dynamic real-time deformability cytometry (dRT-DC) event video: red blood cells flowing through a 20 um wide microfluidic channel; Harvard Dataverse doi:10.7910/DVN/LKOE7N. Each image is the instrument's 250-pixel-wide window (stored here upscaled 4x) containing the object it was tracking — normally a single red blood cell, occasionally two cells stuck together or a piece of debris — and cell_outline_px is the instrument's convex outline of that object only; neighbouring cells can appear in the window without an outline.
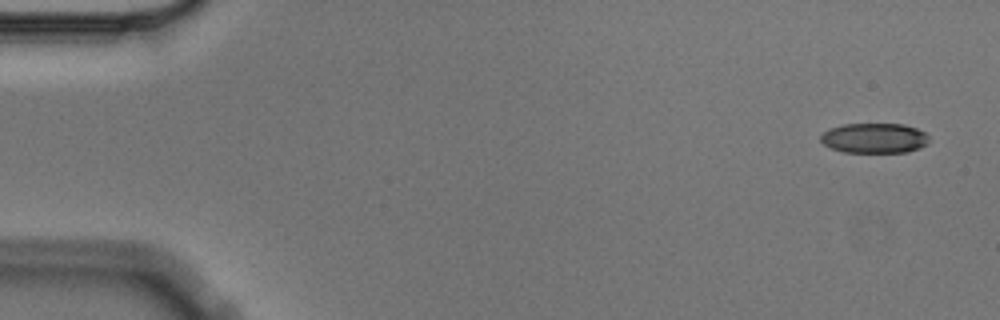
{"species": "Egyptian fruit bat (a non-hibernating species)", "species_latin": "Rousettus aegyptiacus", "temperature_condition": "cold", "stored_images_in_passage": 4, "camera_frame_rate_fps": 3000, "um_per_image_px": 0.085, "animal": {"sex": "male"}, "frame": {"image": 1, "passage_image": 1, "time_ms": 0.0, "image_size_px": [1000, 320], "cell_outline_px": [[928, 144], [920, 148], [908, 152], [844, 152], [832, 148], [824, 144], [820, 140], [820, 136], [828, 128], [844, 124], [904, 124], [916, 128], [924, 132], [928, 136]], "centroid_in_image_um": [74.33, 11.74], "position_along_channel_um": 10.7, "area_um2": 19.02}}
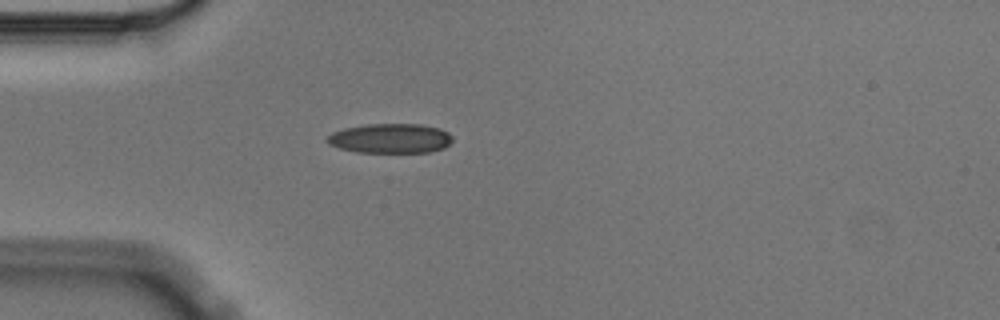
{"frame": {"image": 2, "passage_image": 4, "time_ms": 1.0, "image_size_px": [1000, 320], "cell_outline_px": [[452, 140], [444, 148], [432, 152], [356, 152], [340, 148], [328, 144], [324, 140], [332, 132], [344, 128], [368, 124], [420, 124], [440, 128], [448, 132], [452, 136]], "centroid_in_image_um": [33.17, 11.76], "position_along_channel_um": 51.8, "area_um2": 21.73}}